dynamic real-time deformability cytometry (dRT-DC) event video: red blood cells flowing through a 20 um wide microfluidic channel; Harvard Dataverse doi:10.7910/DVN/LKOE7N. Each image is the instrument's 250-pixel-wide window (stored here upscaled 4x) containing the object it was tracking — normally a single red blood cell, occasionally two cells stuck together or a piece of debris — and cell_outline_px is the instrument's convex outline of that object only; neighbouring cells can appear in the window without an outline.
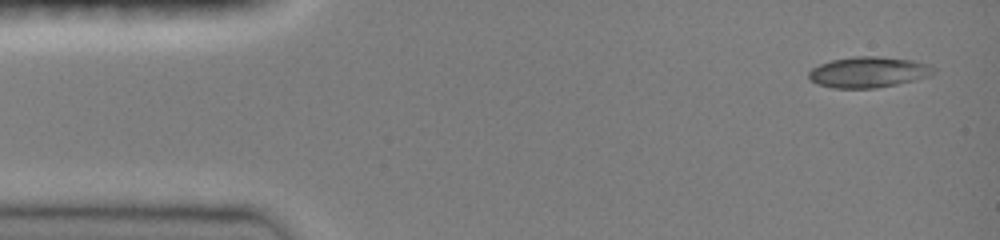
{"species": "common noctule bat (a hibernating species)", "species_latin": "Nyctalus noctula", "temperature_condition": "room temperature", "stored_images_in_passage": 11, "camera_frame_rate_fps": 3000, "um_per_image_px": 0.085, "animal": {"sex": "female", "body_mass_g": 19.0, "forearm_length_mm": 51.5}, "frame": {"image": 1, "passage_image": 1, "time_ms": 0.0, "image_size_px": [1000, 240], "cell_outline_px": [[936, 72], [928, 76], [896, 84], [876, 88], [832, 88], [816, 84], [808, 80], [808, 72], [812, 68], [820, 64], [832, 60], [852, 56], [880, 56], [912, 60], [928, 64], [936, 68]], "centroid_in_image_um": [73.78, 6.13], "position_along_channel_um": 11.2, "area_um2": 22.54}}
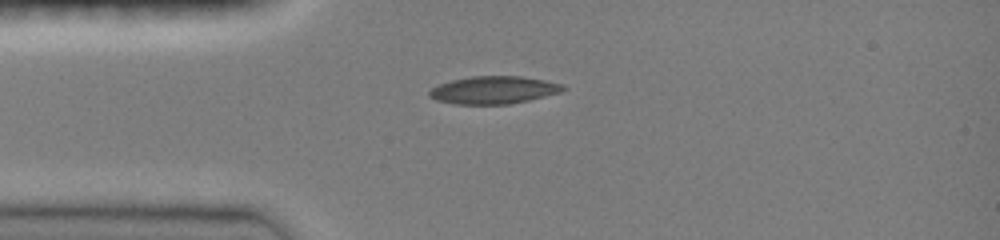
{"frame": {"image": 2, "passage_image": 7, "time_ms": 3.0, "image_size_px": [1000, 240], "cell_outline_px": [[568, 88], [560, 92], [528, 100], [508, 104], [456, 104], [436, 100], [428, 96], [428, 92], [432, 88], [440, 84], [452, 80], [472, 76], [520, 76], [544, 80], [564, 84]], "centroid_in_image_um": [41.97, 7.65], "position_along_channel_um": 43.0, "area_um2": 21.44}}